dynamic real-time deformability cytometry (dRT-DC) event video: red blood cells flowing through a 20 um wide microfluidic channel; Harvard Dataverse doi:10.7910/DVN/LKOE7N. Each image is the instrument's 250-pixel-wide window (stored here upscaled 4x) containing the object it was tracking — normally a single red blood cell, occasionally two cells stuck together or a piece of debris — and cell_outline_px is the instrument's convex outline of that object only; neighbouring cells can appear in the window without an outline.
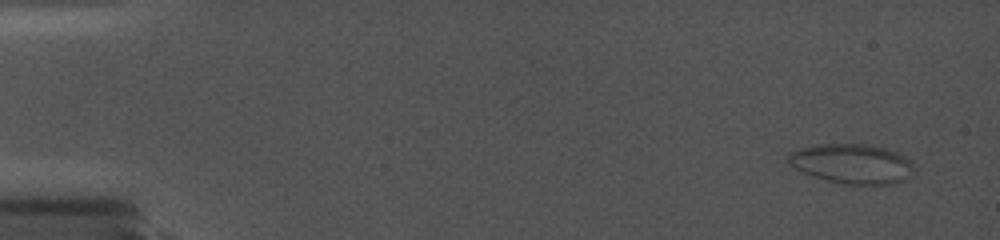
{"species": "common noctule bat (a hibernating species)", "species_latin": "Nyctalus noctula", "temperature_condition": "cold", "stored_images_in_passage": 7, "camera_frame_rate_fps": 5000, "um_per_image_px": 0.085, "animal": {"sex": "female", "body_mass_g": 19.0, "forearm_length_mm": 56.7}, "frame": {"image": 1, "passage_image": 1, "time_ms": 0.0, "image_size_px": [1000, 240], "cell_outline_px": [[912, 164], [904, 180], [888, 184], [840, 184], [804, 172], [788, 164], [788, 156], [792, 152], [800, 148], [816, 144], [864, 144], [884, 148], [896, 152], [904, 156]], "centroid_in_image_um": [72.36, 13.9], "position_along_channel_um": 12.6, "area_um2": 28.32}}
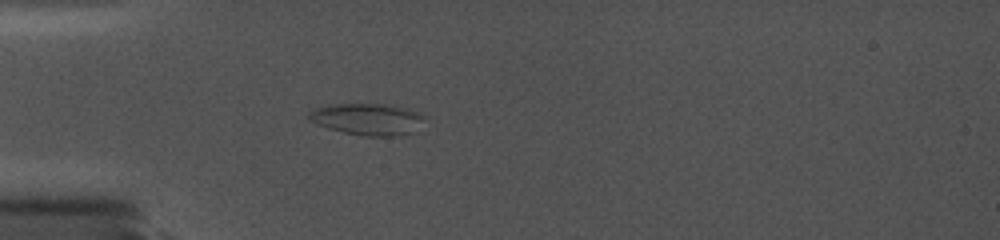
{"frame": {"image": 2, "passage_image": 7, "time_ms": 5.0, "image_size_px": [1000, 240], "cell_outline_px": [[428, 116], [416, 132], [392, 136], [364, 136], [344, 132], [328, 128], [308, 120], [308, 112], [312, 108], [328, 104], [392, 104], [408, 108], [420, 112]], "centroid_in_image_um": [31.29, 10.11], "position_along_channel_um": 53.7, "area_um2": 21.91}}